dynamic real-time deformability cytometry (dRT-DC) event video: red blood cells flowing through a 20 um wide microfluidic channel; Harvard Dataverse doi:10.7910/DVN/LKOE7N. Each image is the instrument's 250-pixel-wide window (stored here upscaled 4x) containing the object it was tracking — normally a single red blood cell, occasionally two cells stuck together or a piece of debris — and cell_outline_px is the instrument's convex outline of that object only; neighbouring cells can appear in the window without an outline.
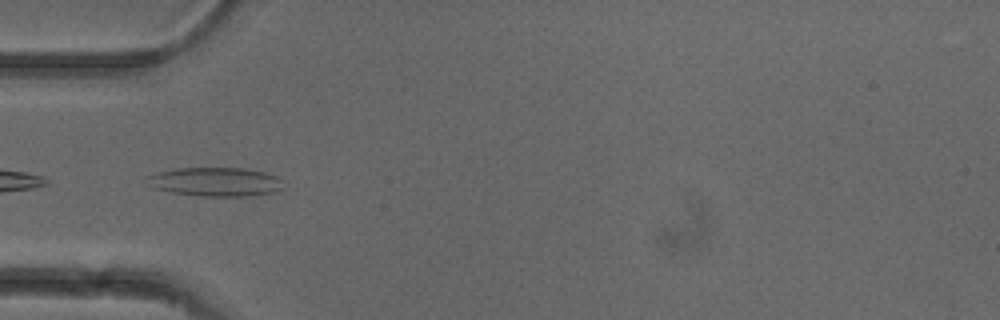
{"species": "common noctule bat (a hibernating species)", "species_latin": "Nyctalus noctula", "temperature_condition": "cold", "stored_images_in_passage": 25, "camera_frame_rate_fps": 3000, "um_per_image_px": 0.085, "animal": {"sex": "female"}, "frame": {"image": 1, "passage_image": 4, "time_ms": 1.0, "image_size_px": [1000, 320], "cell_outline_px": [[284, 188], [276, 192], [248, 196], [200, 196], [172, 192], [152, 188], [148, 184], [148, 176], [160, 172], [176, 168], [244, 168], [264, 172], [276, 176], [280, 180]], "centroid_in_image_um": [18.34, 15.46], "position_along_channel_um": 66.7, "area_um2": 22.89}}